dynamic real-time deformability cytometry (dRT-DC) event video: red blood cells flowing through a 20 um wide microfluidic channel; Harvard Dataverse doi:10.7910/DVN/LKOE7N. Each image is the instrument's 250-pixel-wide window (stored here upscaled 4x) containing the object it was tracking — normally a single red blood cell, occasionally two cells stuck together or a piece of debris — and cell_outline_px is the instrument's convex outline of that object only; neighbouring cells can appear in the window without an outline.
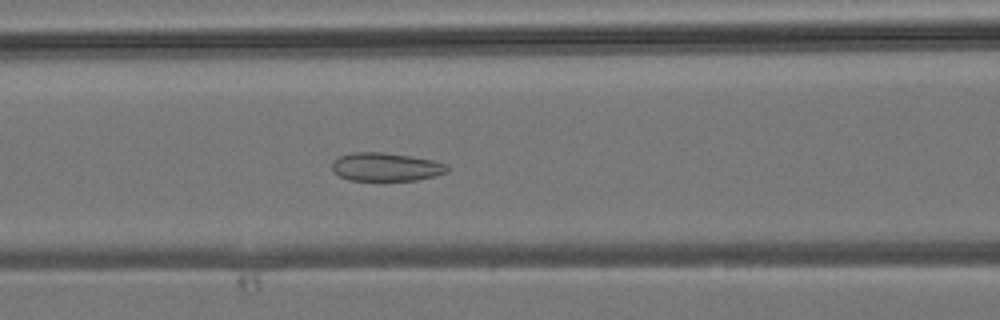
{"species": "common noctule bat (a hibernating species)", "species_latin": "Nyctalus noctula", "temperature_condition": "room temperature", "stored_images_in_passage": 42, "camera_frame_rate_fps": 3000, "um_per_image_px": 0.085, "animal": {"sex": "male", "body_mass_g": 19.2, "forearm_length_mm": 51.8}, "frame": {"image": 1, "passage_image": 16, "time_ms": 5.0, "image_size_px": [1000, 320], "cell_outline_px": [[448, 172], [416, 180], [348, 180], [332, 172], [332, 160], [340, 156], [352, 152], [384, 152], [432, 160], [448, 164]], "centroid_in_image_um": [32.76, 14.18], "position_along_channel_um": 133.8, "area_um2": 19.02}}
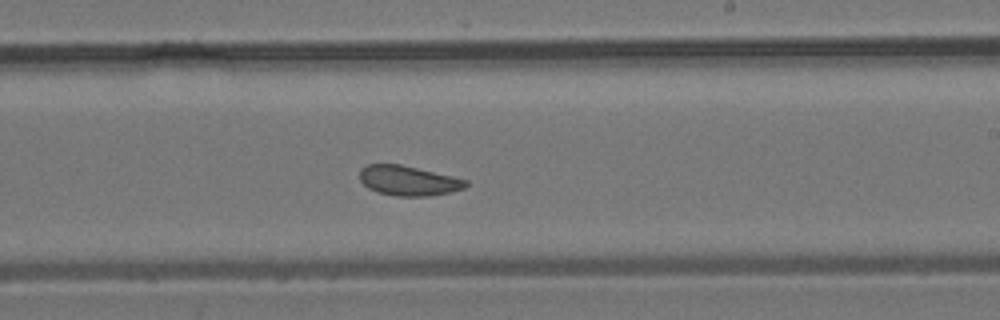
{"frame": {"image": 2, "passage_image": 24, "time_ms": 7.667, "image_size_px": [1000, 320], "cell_outline_px": [[468, 184], [464, 188], [448, 192], [428, 196], [396, 196], [376, 192], [368, 188], [360, 180], [360, 168], [368, 164], [400, 164], [452, 176], [468, 180]], "centroid_in_image_um": [34.68, 15.35], "position_along_channel_um": 254.3, "area_um2": 18.38}}
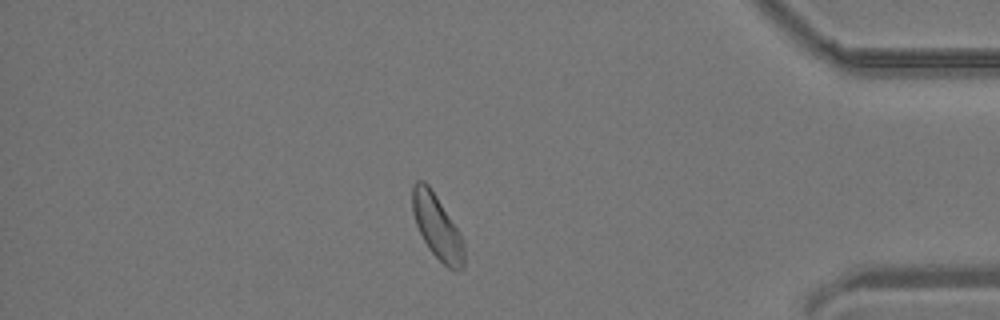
{"frame": {"image": 3, "passage_image": 36, "time_ms": 11.667, "image_size_px": [1000, 320], "cell_outline_px": [[464, 268], [448, 268], [428, 248], [416, 224], [412, 212], [412, 184], [416, 180], [424, 180], [428, 184], [460, 232], [464, 248]], "centroid_in_image_um": [37.13, 19.24], "position_along_channel_um": 398.1, "area_um2": 19.07}}